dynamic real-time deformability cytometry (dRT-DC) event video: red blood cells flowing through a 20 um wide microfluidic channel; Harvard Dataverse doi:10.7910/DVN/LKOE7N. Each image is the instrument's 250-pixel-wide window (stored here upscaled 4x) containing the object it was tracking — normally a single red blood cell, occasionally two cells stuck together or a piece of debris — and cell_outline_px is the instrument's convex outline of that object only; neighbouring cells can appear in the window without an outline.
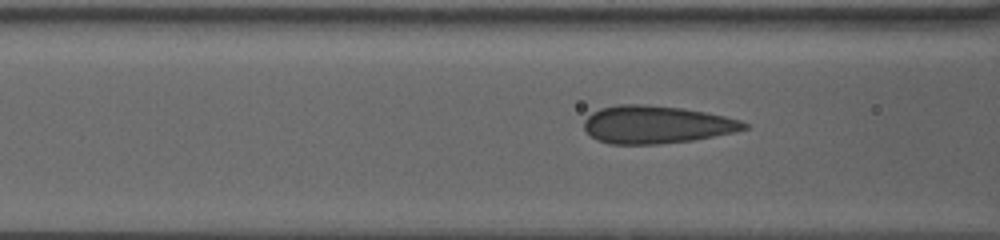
{"species": "human", "species_latin": "Homo sapiens", "temperature_condition": "warm", "stored_images_in_passage": 18, "camera_frame_rate_fps": 3000, "um_per_image_px": 0.085, "donor": {"sex": "female"}, "frame": {"image": 1, "passage_image": 16, "time_ms": 7.0, "image_size_px": [1000, 240], "cell_outline_px": [[748, 128], [732, 132], [692, 140], [660, 144], [608, 144], [596, 140], [584, 128], [584, 120], [592, 112], [600, 108], [620, 104], [640, 104], [680, 108], [704, 112], [724, 116], [740, 120], [748, 124]], "centroid_in_image_um": [55.75, 10.59], "position_along_channel_um": 110.9, "area_um2": 34.91}}